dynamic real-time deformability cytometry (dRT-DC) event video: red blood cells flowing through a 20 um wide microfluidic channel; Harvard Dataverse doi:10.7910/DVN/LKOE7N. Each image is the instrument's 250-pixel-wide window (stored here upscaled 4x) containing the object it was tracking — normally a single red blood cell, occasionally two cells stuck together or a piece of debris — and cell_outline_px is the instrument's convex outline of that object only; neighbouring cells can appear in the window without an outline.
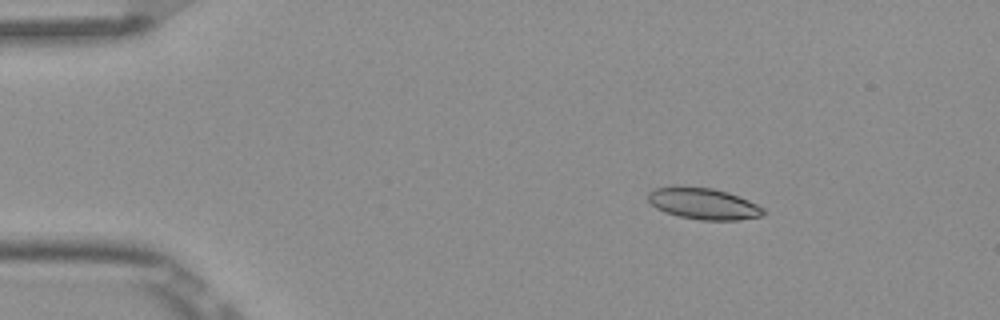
{"species": "Egyptian fruit bat (a non-hibernating species)", "species_latin": "Rousettus aegyptiacus", "temperature_condition": "room temperature", "stored_images_in_passage": 3, "camera_frame_rate_fps": 3000, "um_per_image_px": 0.085, "frame": {"image": 1, "passage_image": 1, "time_ms": 0.0, "image_size_px": [1000, 320], "cell_outline_px": [[768, 212], [760, 216], [740, 220], [700, 220], [680, 216], [664, 212], [656, 208], [648, 200], [648, 192], [656, 188], [712, 188], [728, 192], [748, 200], [764, 208]], "centroid_in_image_um": [59.85, 17.34], "position_along_channel_um": 25.2, "area_um2": 20.63}}